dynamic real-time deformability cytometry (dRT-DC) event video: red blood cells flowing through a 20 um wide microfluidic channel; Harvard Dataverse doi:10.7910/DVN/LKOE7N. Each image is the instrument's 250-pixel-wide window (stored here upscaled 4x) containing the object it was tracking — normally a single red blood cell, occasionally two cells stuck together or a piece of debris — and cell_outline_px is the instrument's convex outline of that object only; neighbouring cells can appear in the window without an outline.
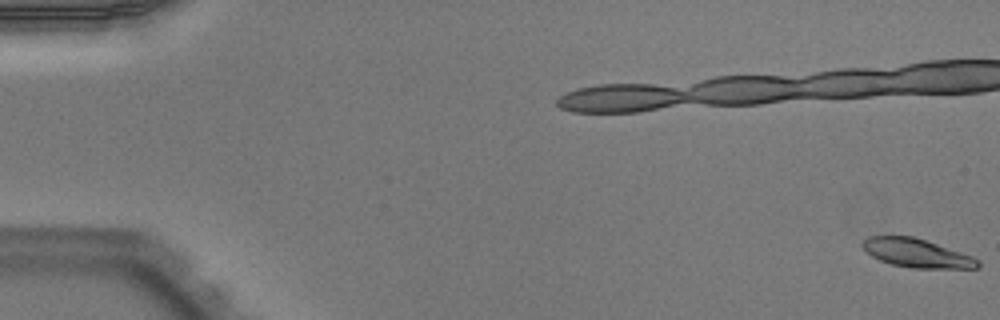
{"species": "Egyptian fruit bat (a non-hibernating species)", "species_latin": "Rousettus aegyptiacus", "temperature_condition": "warm", "stored_images_in_passage": 21, "camera_frame_rate_fps": 3000, "um_per_image_px": 0.085, "animal": {"sex": "male"}, "frame": {"image": 1, "passage_image": 1, "time_ms": 0.0, "image_size_px": [1000, 320], "cell_outline_px": [[980, 268], [912, 268], [892, 264], [880, 260], [872, 256], [860, 244], [868, 236], [912, 236], [972, 256], [980, 260]], "centroid_in_image_um": [77.92, 21.52], "position_along_channel_um": 7.1, "area_um2": 18.96}}